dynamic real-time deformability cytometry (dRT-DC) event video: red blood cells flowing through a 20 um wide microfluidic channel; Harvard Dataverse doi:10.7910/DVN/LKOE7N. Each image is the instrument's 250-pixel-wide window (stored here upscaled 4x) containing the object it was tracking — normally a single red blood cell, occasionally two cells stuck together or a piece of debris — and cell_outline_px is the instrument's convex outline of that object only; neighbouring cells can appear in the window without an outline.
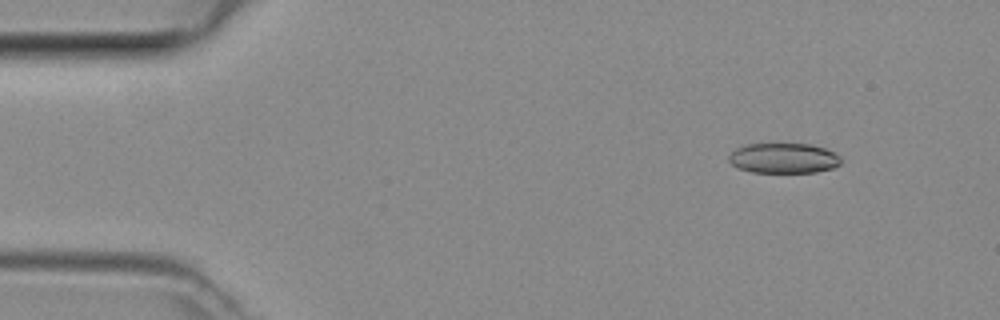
{"species": "common noctule bat (a hibernating species)", "species_latin": "Nyctalus noctula", "temperature_condition": "room temperature", "stored_images_in_passage": 25, "camera_frame_rate_fps": 3000, "um_per_image_px": 0.085, "animal": {"sex": "female", "body_mass_g": 29.2, "forearm_length_mm": 56.3}, "frame": {"image": 1, "passage_image": 5, "time_ms": 1.333, "image_size_px": [1000, 320], "cell_outline_px": [[840, 164], [832, 168], [816, 172], [752, 172], [740, 168], [732, 164], [728, 160], [728, 156], [736, 148], [748, 144], [812, 144], [824, 148], [840, 156]], "centroid_in_image_um": [66.6, 13.44], "position_along_channel_um": 18.4, "area_um2": 19.54}}
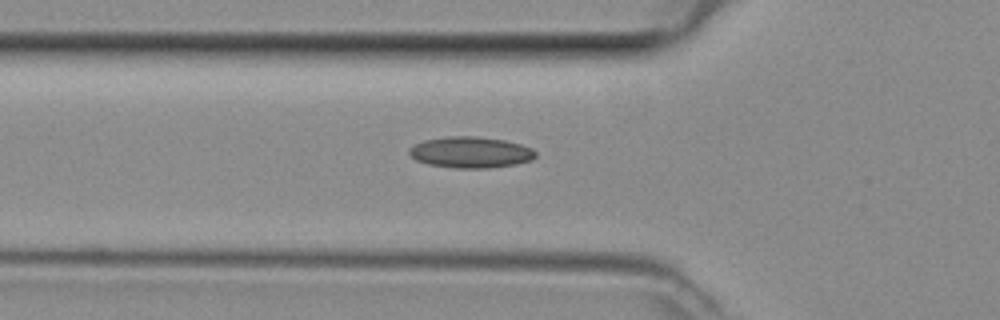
{"frame": {"image": 2, "passage_image": 16, "time_ms": 5.0, "image_size_px": [1000, 320], "cell_outline_px": [[536, 156], [532, 160], [516, 164], [488, 168], [456, 168], [428, 164], [416, 160], [408, 152], [408, 148], [424, 140], [448, 136], [476, 136], [504, 140], [520, 144], [532, 148], [536, 152]], "centroid_in_image_um": [40.01, 12.94], "position_along_channel_um": 85.8, "area_um2": 22.95}}
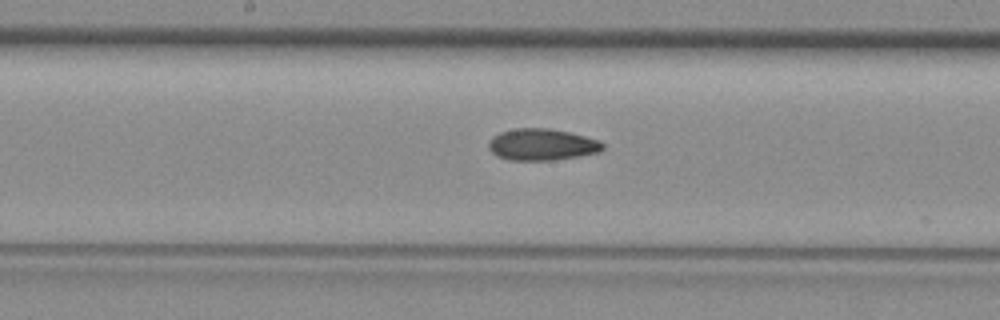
{"frame": {"image": 3, "passage_image": 24, "time_ms": 7.667, "image_size_px": [1000, 320], "cell_outline_px": [[604, 148], [600, 152], [580, 156], [552, 160], [508, 160], [496, 156], [488, 148], [488, 140], [492, 136], [500, 132], [516, 128], [548, 128], [568, 132], [600, 140], [604, 144]], "centroid_in_image_um": [46.04, 12.29], "position_along_channel_um": 202.2, "area_um2": 21.21}}